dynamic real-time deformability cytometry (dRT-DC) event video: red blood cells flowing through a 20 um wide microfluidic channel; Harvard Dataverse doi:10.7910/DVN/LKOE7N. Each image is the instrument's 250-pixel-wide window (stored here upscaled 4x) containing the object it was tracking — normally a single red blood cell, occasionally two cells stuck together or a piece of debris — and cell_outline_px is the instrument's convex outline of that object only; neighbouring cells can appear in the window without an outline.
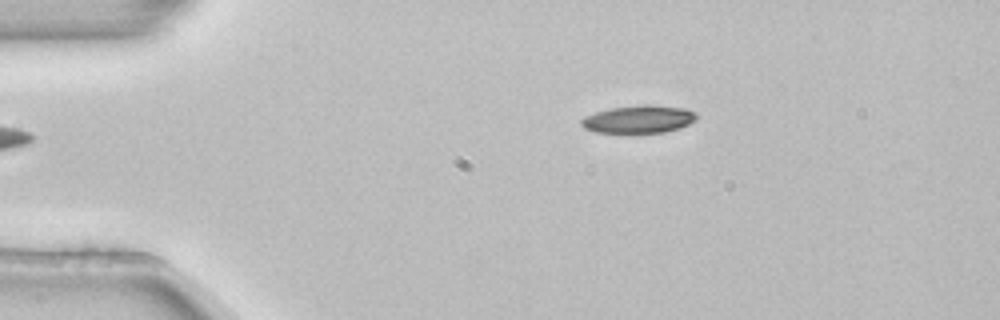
{"species": "common noctule bat (a hibernating species)", "species_latin": "Nyctalus noctula", "temperature_condition": "room temperature", "stored_images_in_passage": 2, "camera_frame_rate_fps": 3000, "um_per_image_px": 0.085, "animal": {"sex": "female", "body_mass_g": 22.7, "forearm_length_mm": 54.2}, "frame": {"image": 1, "passage_image": 2, "time_ms": 0.333, "image_size_px": [1000, 320], "cell_outline_px": [[696, 120], [680, 128], [664, 132], [596, 132], [584, 128], [580, 124], [580, 120], [584, 116], [608, 108], [644, 104], [652, 104], [684, 108], [696, 112]], "centroid_in_image_um": [54.28, 10.11], "position_along_channel_um": 30.7, "area_um2": 18.67}}